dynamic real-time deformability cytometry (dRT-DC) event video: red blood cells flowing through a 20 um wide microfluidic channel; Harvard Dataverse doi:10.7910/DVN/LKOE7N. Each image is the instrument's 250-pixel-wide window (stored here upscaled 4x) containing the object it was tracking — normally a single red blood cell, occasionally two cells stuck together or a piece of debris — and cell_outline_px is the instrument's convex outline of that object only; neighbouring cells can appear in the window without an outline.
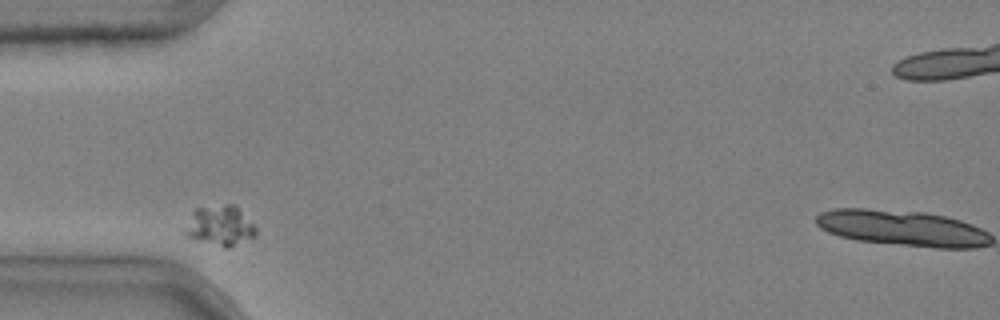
{"species": "common noctule bat (a hibernating species)", "species_latin": "Nyctalus noctula", "temperature_condition": "cold", "stored_images_in_passage": 3, "camera_frame_rate_fps": 3000, "um_per_image_px": 0.085, "animal": {"sex": "male", "body_mass_g": 20.4}, "frame": {"image": 1, "passage_image": 1, "time_ms": 0.0, "image_size_px": [1000, 320], "cell_outline_px": [[256, 236], [228, 248], [224, 248], [196, 240], [188, 236], [184, 232], [192, 212], [196, 208], [228, 204], [232, 204], [256, 228]], "centroid_in_image_um": [18.68, 19.22], "position_along_channel_um": 66.3, "area_um2": 16.13}}